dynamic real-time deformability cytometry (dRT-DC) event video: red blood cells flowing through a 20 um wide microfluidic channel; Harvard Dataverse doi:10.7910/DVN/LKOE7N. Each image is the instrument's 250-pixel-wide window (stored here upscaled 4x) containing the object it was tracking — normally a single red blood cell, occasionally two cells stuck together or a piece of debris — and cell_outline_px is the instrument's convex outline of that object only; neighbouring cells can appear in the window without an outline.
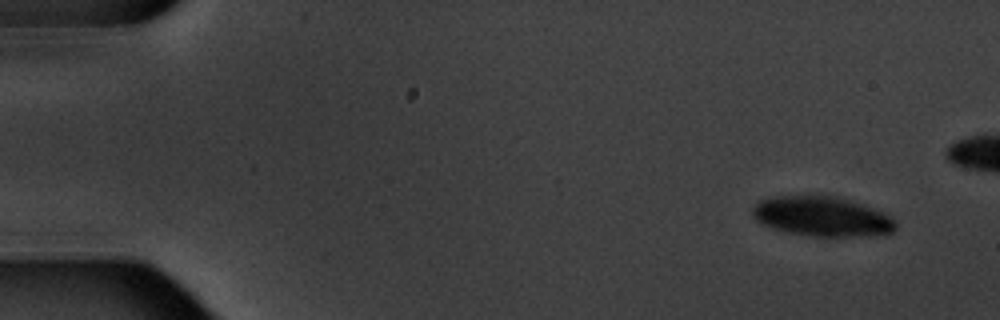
{"species": "common noctule bat (a hibernating species)", "species_latin": "Nyctalus noctula", "temperature_condition": "warm", "stored_images_in_passage": 9, "camera_frame_rate_fps": 3000, "um_per_image_px": 0.085, "animal": {"sex": "male", "body_mass_g": 20.1, "forearm_length_mm": 53.5}, "frame": {"image": 1, "passage_image": 1, "time_ms": 0.0, "image_size_px": [1000, 320], "cell_outline_px": [[896, 228], [892, 232], [872, 236], [808, 236], [788, 232], [772, 228], [756, 220], [752, 216], [752, 212], [756, 204], [760, 200], [772, 196], [836, 196], [852, 200], [864, 204], [884, 212], [892, 216], [896, 220]], "centroid_in_image_um": [69.92, 18.4], "position_along_channel_um": 15.1, "area_um2": 33.41}}
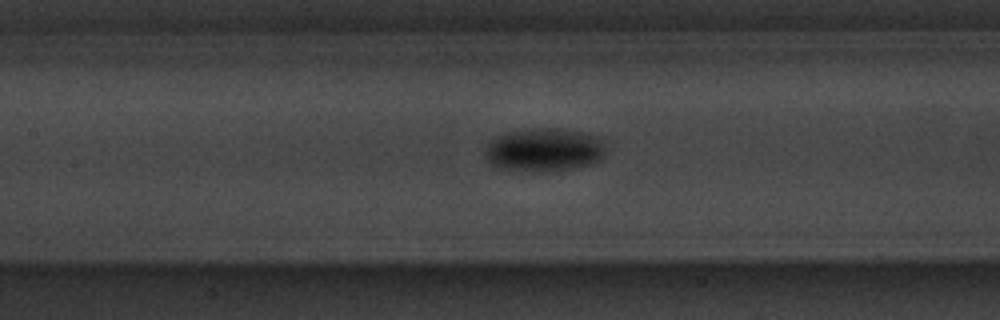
{"frame": {"image": 2, "passage_image": 9, "time_ms": 10.333, "image_size_px": [1000, 320], "cell_outline_px": [[604, 156], [588, 164], [556, 172], [536, 172], [496, 168], [488, 160], [484, 152], [488, 144], [496, 136], [508, 132], [536, 128], [556, 128], [584, 132], [600, 136], [604, 140]], "centroid_in_image_um": [46.26, 12.74], "position_along_channel_um": 161.1, "area_um2": 30.75}}